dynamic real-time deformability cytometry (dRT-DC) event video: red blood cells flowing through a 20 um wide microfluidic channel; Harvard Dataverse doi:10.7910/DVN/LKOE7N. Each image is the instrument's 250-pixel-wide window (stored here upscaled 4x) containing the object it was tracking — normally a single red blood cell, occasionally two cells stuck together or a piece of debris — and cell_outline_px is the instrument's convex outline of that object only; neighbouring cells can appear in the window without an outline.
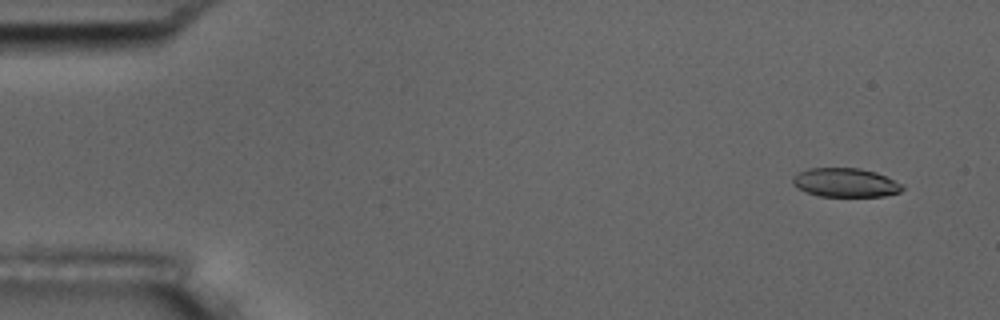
{"species": "common noctule bat (a hibernating species)", "species_latin": "Nyctalus noctula", "temperature_condition": "room temperature", "stored_images_in_passage": 5, "camera_frame_rate_fps": 3000, "um_per_image_px": 0.085, "animal": {"sex": "male", "body_mass_g": 17.5, "forearm_length_mm": 52.3}, "frame": {"image": 1, "passage_image": 1, "time_ms": 0.0, "image_size_px": [1000, 320], "cell_outline_px": [[904, 188], [900, 192], [884, 196], [816, 196], [796, 188], [792, 184], [792, 176], [808, 168], [860, 168], [876, 172], [904, 184]], "centroid_in_image_um": [71.85, 15.52], "position_along_channel_um": 13.2, "area_um2": 18.67}}
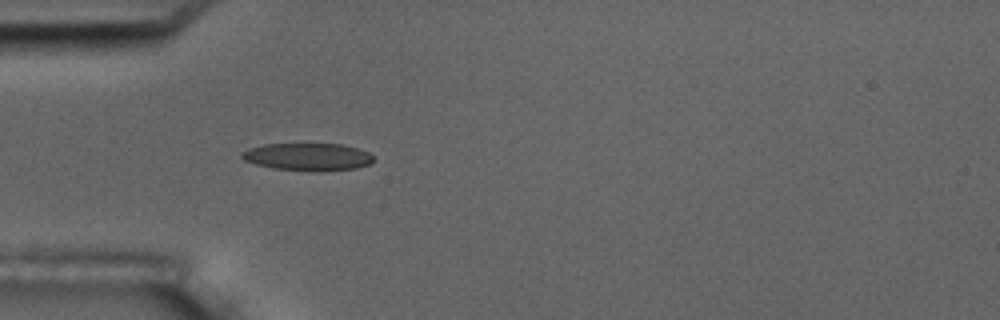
{"frame": {"image": 2, "passage_image": 5, "time_ms": 4.333, "image_size_px": [1000, 320], "cell_outline_px": [[372, 164], [356, 168], [276, 168], [256, 164], [244, 160], [240, 156], [240, 152], [248, 148], [264, 144], [340, 144], [356, 148], [368, 152], [372, 156]], "centroid_in_image_um": [26.1, 13.27], "position_along_channel_um": 58.9, "area_um2": 19.94}}